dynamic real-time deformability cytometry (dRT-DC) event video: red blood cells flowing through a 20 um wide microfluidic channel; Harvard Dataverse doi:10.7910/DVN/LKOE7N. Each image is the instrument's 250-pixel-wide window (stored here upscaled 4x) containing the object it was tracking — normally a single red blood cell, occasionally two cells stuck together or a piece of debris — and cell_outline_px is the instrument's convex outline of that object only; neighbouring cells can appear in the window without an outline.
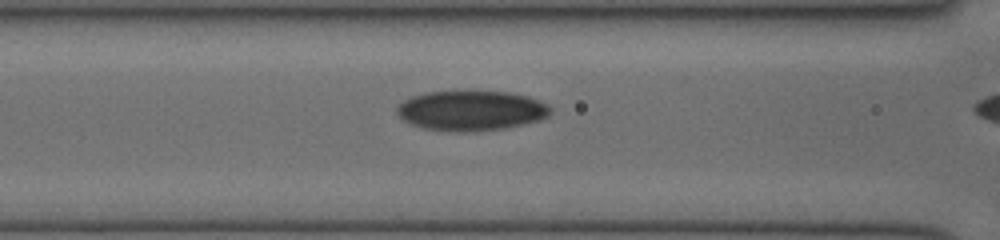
{"species": "human", "species_latin": "Homo sapiens", "temperature_condition": "cold", "stored_images_in_passage": 9, "camera_frame_rate_fps": 3000, "um_per_image_px": 0.085, "donor": {"sex": "female"}, "frame": {"image": 1, "passage_image": 8, "time_ms": 2.333, "image_size_px": [1000, 240], "cell_outline_px": [[552, 112], [548, 116], [536, 120], [504, 128], [476, 132], [456, 132], [424, 128], [412, 124], [404, 120], [396, 112], [396, 108], [404, 100], [412, 96], [424, 92], [512, 92], [528, 96], [552, 108]], "centroid_in_image_um": [40.02, 9.41], "position_along_channel_um": 126.6, "area_um2": 35.43}}